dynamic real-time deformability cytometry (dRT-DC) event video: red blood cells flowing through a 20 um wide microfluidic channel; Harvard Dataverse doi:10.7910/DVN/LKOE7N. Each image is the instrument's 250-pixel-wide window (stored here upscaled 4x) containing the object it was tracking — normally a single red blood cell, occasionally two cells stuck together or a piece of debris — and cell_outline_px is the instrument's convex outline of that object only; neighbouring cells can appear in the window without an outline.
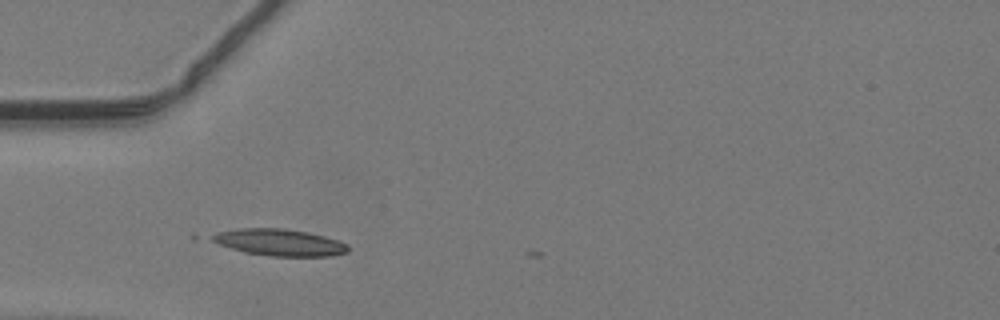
{"species": "common noctule bat (a hibernating species)", "species_latin": "Nyctalus noctula", "temperature_condition": "warm", "stored_images_in_passage": 4, "camera_frame_rate_fps": 3000, "um_per_image_px": 0.085, "animal": {"sex": "male", "body_mass_g": 19.2, "forearm_length_mm": 51.8}, "frame": {"image": 1, "passage_image": 1, "time_ms": 0.0, "image_size_px": [1000, 320], "cell_outline_px": [[348, 252], [332, 256], [268, 256], [244, 252], [220, 244], [212, 240], [208, 236], [216, 232], [240, 228], [284, 228], [308, 232], [324, 236], [348, 244]], "centroid_in_image_um": [23.75, 20.6], "position_along_channel_um": 61.2, "area_um2": 21.21}}